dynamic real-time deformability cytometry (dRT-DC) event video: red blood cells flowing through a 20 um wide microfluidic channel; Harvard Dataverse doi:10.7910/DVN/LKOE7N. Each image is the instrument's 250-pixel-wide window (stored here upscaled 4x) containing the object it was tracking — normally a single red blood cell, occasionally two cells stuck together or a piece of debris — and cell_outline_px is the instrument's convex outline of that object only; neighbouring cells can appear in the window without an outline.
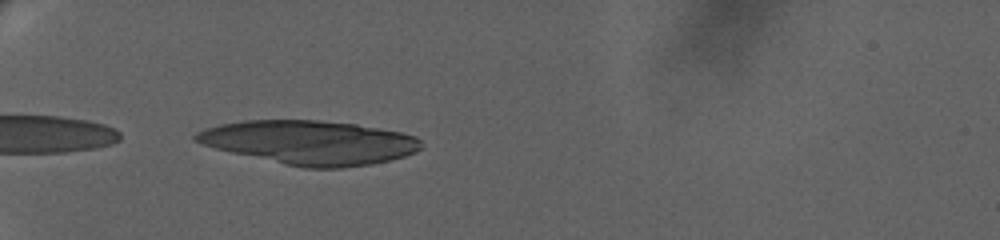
{"species": "human", "species_latin": "Homo sapiens", "temperature_condition": "warm", "stored_images_in_passage": 44, "camera_frame_rate_fps": 3000, "um_per_image_px": 0.085, "donor": {"sex": "female"}, "frame": {"image": 1, "passage_image": 1, "time_ms": 0.0, "image_size_px": [1000, 240], "cell_outline_px": [[424, 148], [416, 152], [404, 156], [388, 160], [368, 164], [340, 168], [304, 168], [232, 152], [216, 148], [192, 140], [192, 136], [196, 132], [204, 128], [220, 124], [244, 120], [320, 120], [356, 124], [400, 132], [416, 136], [424, 144]], "centroid_in_image_um": [26.34, 12.09], "position_along_channel_um": 58.7, "area_um2": 57.51}}